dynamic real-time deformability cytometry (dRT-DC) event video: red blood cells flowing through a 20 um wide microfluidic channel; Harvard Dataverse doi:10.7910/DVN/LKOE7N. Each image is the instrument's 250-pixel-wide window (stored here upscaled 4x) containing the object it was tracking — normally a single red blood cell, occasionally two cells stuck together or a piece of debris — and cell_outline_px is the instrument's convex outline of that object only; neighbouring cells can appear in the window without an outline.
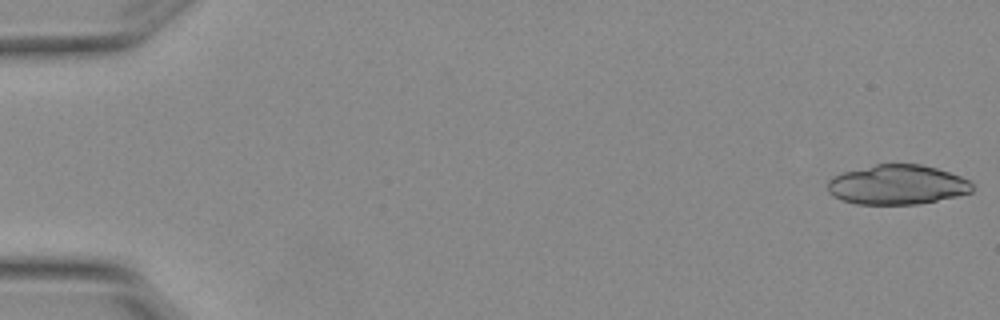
{"species": "Egyptian fruit bat (a non-hibernating species)", "species_latin": "Rousettus aegyptiacus", "temperature_condition": "warm", "stored_images_in_passage": 5, "camera_frame_rate_fps": 3000, "um_per_image_px": 0.085, "animal": {"sex": "female"}, "frame": {"image": 1, "passage_image": 1, "time_ms": 0.0, "image_size_px": [1000, 320], "cell_outline_px": [[972, 192], [956, 196], [920, 204], [856, 204], [832, 196], [828, 192], [828, 180], [832, 176], [840, 172], [876, 164], [920, 164], [936, 168], [972, 180]], "centroid_in_image_um": [76.25, 15.7], "position_along_channel_um": 8.8, "area_um2": 33.58}}